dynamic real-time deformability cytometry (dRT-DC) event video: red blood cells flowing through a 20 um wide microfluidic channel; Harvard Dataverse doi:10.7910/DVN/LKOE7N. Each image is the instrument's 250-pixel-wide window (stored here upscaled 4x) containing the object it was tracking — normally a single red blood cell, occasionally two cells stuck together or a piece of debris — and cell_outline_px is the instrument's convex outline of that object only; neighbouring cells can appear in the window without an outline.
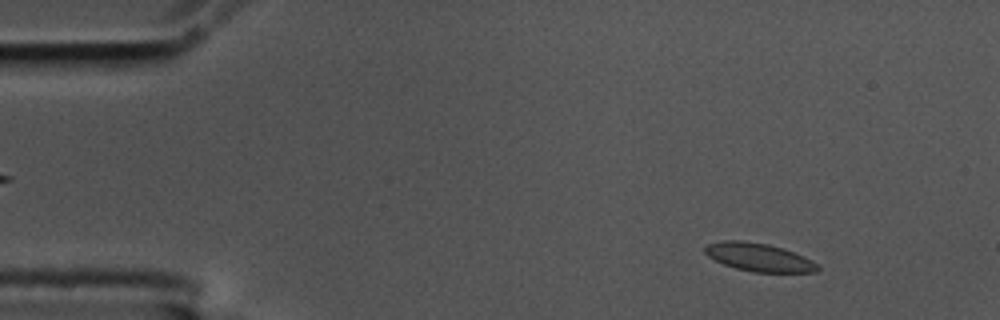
{"species": "common noctule bat (a hibernating species)", "species_latin": "Nyctalus noctula", "temperature_condition": "cold", "stored_images_in_passage": 56, "camera_frame_rate_fps": 3000, "um_per_image_px": 0.085, "animal": {"sex": "male", "body_mass_g": 17.5, "forearm_length_mm": 52.3}, "frame": {"image": 1, "passage_image": 6, "time_ms": 1.667, "image_size_px": [1000, 320], "cell_outline_px": [[820, 268], [816, 272], [752, 272], [736, 268], [724, 264], [708, 256], [704, 252], [704, 244], [720, 240], [744, 240], [768, 244], [804, 256], [812, 260]], "centroid_in_image_um": [64.45, 21.85], "position_along_channel_um": 20.5, "area_um2": 18.5}}
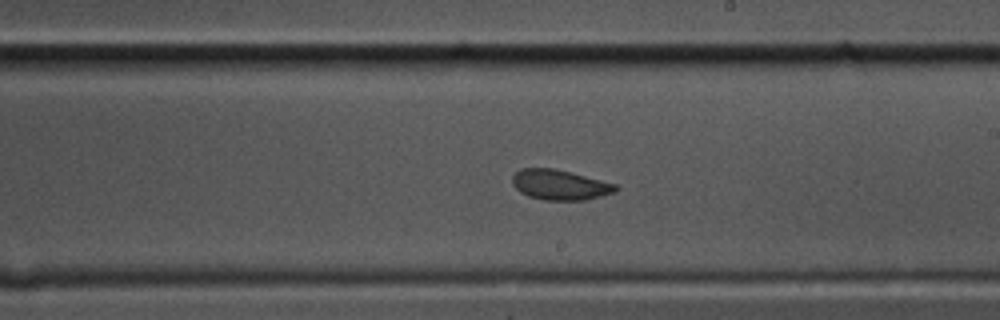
{"frame": {"image": 2, "passage_image": 32, "time_ms": 10.333, "image_size_px": [1000, 320], "cell_outline_px": [[620, 188], [616, 192], [584, 200], [544, 200], [528, 196], [520, 192], [512, 184], [512, 176], [520, 168], [552, 168], [572, 172], [616, 184]], "centroid_in_image_um": [47.59, 15.7], "position_along_channel_um": 241.4, "area_um2": 18.26}}
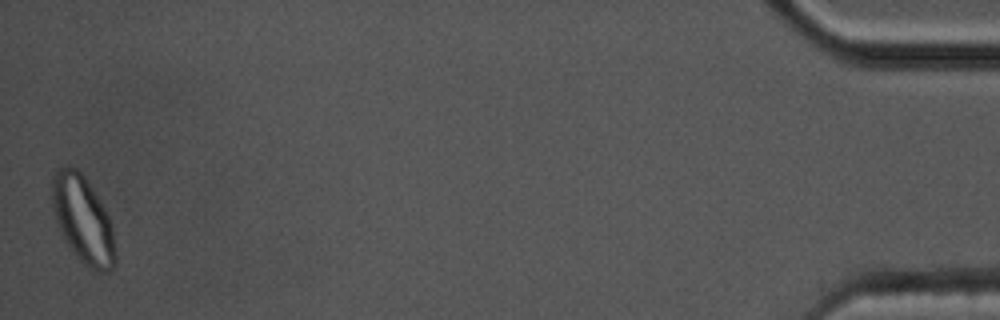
{"frame": {"image": 3, "passage_image": 56, "time_ms": 18.333, "image_size_px": [1000, 320], "cell_outline_px": [[116, 264], [108, 272], [96, 272], [88, 268], [76, 256], [64, 240], [56, 220], [52, 204], [52, 176], [56, 168], [64, 164], [68, 164], [76, 168], [84, 176], [100, 200], [108, 216], [112, 228], [116, 256]], "centroid_in_image_um": [7.04, 18.66], "position_along_channel_um": 428.2, "area_um2": 32.31}, "authors_computed_cell_mechanics": {"area_um2": 18.496, "velocity_mm_per_s": 3.5007, "shape_relaxation_time_tau1_ms": null, "shape_relaxation_time_tau2_ms": 1.1847, "deformation_change_tau1": null, "deformation_change_tau2": 0.0476}}